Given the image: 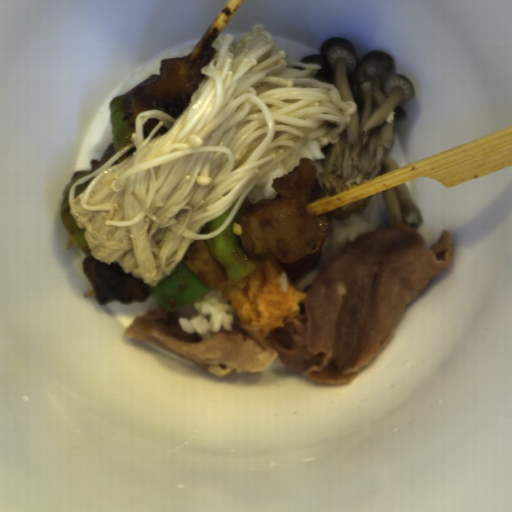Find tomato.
<instances>
[{"label":"tomato","mask_w":512,"mask_h":512,"mask_svg":"<svg viewBox=\"0 0 512 512\" xmlns=\"http://www.w3.org/2000/svg\"><path fill=\"white\" fill-rule=\"evenodd\" d=\"M326 233L320 238L315 248L307 255L290 263L278 261L282 271L294 283H298L315 265L321 256Z\"/></svg>","instance_id":"obj_1"}]
</instances>
